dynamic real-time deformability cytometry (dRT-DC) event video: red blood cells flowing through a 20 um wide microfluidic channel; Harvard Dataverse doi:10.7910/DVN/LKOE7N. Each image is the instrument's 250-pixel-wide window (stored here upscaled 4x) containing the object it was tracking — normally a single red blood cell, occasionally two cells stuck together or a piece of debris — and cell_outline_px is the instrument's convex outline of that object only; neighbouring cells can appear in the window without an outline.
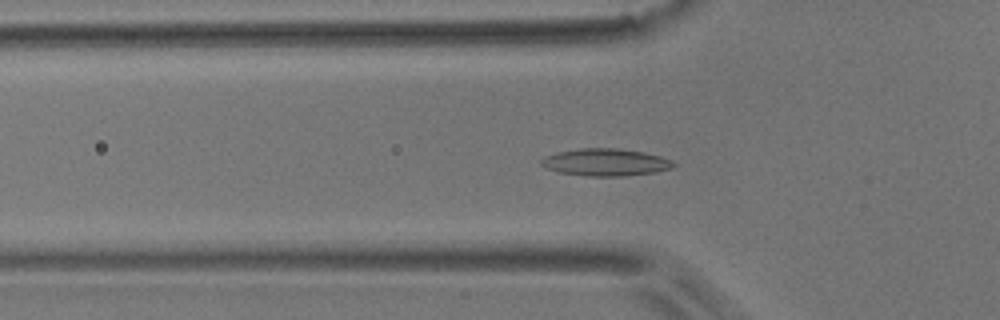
{"species": "common noctule bat (a hibernating species)", "species_latin": "Nyctalus noctula", "temperature_condition": "room temperature", "stored_images_in_passage": 43, "camera_frame_rate_fps": 3000, "um_per_image_px": 0.085, "animal": {"sex": "male", "body_mass_g": 17.9}, "frame": {"image": 1, "passage_image": 7, "time_ms": 2.0, "image_size_px": [1000, 320], "cell_outline_px": [[676, 164], [672, 168], [656, 172], [624, 176], [584, 176], [560, 172], [548, 168], [540, 164], [540, 160], [544, 156], [560, 152], [580, 148], [616, 148], [644, 152], [660, 156], [672, 160]], "centroid_in_image_um": [51.5, 13.79], "position_along_channel_um": 74.3, "area_um2": 20.98}}
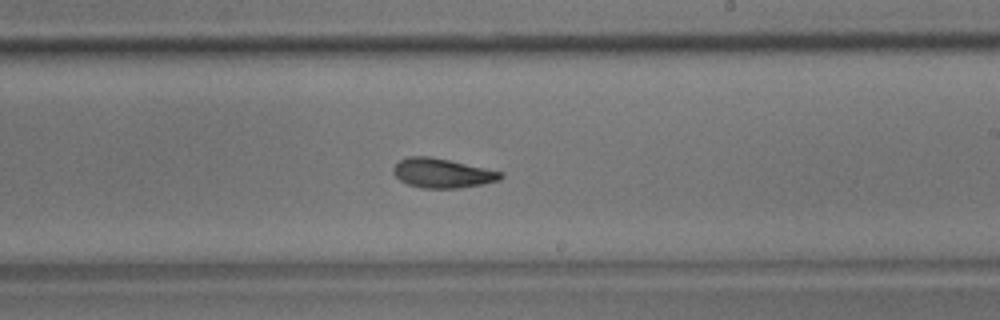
{"frame": {"image": 2, "passage_image": 21, "time_ms": 6.667, "image_size_px": [1000, 320], "cell_outline_px": [[504, 176], [500, 180], [484, 184], [460, 188], [420, 188], [408, 184], [400, 180], [392, 172], [392, 168], [400, 160], [408, 156], [428, 156], [448, 160], [504, 172]], "centroid_in_image_um": [37.61, 14.72], "position_along_channel_um": 251.4, "area_um2": 18.44}}
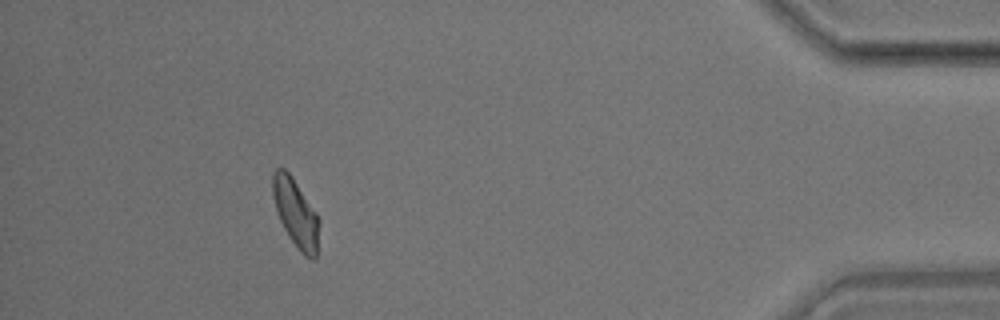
{"frame": {"image": 3, "passage_image": 38, "time_ms": 12.333, "image_size_px": [1000, 320], "cell_outline_px": [[320, 220], [316, 256], [312, 260], [304, 256], [300, 252], [288, 236], [280, 220], [272, 196], [272, 172], [276, 168], [284, 168], [292, 176], [316, 212]], "centroid_in_image_um": [25.13, 18.1], "position_along_channel_um": 410.1, "area_um2": 18.5}, "authors_computed_cell_mechanics": {"area_um2": 18.2648, "velocity_mm_per_s": 3.7895, "shape_relaxation_time_tau1_ms": 8.9938, "shape_relaxation_time_tau2_ms": 2.6825, "deformation_change_tau1": 0.1784, "deformation_change_tau2": 0.0928}}